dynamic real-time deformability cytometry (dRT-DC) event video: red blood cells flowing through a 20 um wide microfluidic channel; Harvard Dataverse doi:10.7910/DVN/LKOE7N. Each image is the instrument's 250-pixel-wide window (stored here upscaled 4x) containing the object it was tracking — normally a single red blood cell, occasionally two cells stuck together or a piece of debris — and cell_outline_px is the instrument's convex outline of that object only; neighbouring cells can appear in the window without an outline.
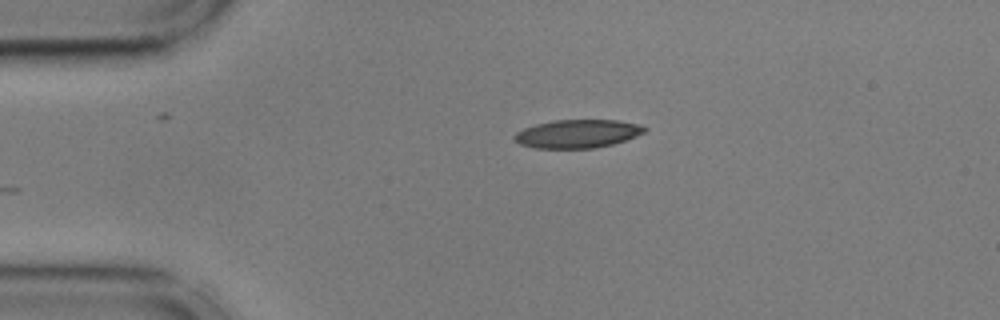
{"species": "common noctule bat (a hibernating species)", "species_latin": "Nyctalus noctula", "temperature_condition": "cold", "stored_images_in_passage": 44, "camera_frame_rate_fps": 3000, "um_per_image_px": 0.085, "animal": {"sex": "male", "body_mass_g": 17.9, "forearm_length_mm": 54.2}, "frame": {"image": 1, "passage_image": 1, "time_ms": 0.0, "image_size_px": [1000, 320], "cell_outline_px": [[648, 128], [644, 132], [624, 140], [612, 144], [596, 148], [532, 148], [520, 144], [512, 136], [516, 132], [524, 128], [536, 124], [552, 120], [616, 120], [640, 124]], "centroid_in_image_um": [49.06, 11.36], "position_along_channel_um": 35.9, "area_um2": 21.44}}
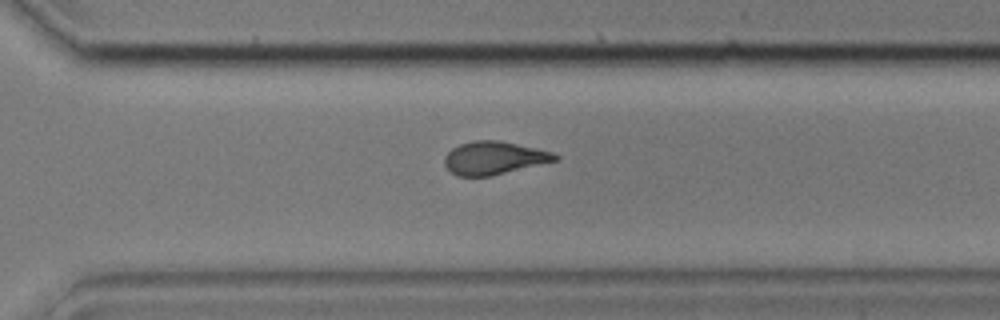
{"frame": {"image": 2, "passage_image": 28, "time_ms": 9.0, "image_size_px": [1000, 320], "cell_outline_px": [[560, 160], [492, 176], [456, 176], [444, 164], [444, 156], [452, 148], [460, 144], [472, 140], [496, 140], [536, 148], [552, 152], [560, 156]], "centroid_in_image_um": [42.01, 13.43], "position_along_channel_um": 328.6, "area_um2": 21.39}}
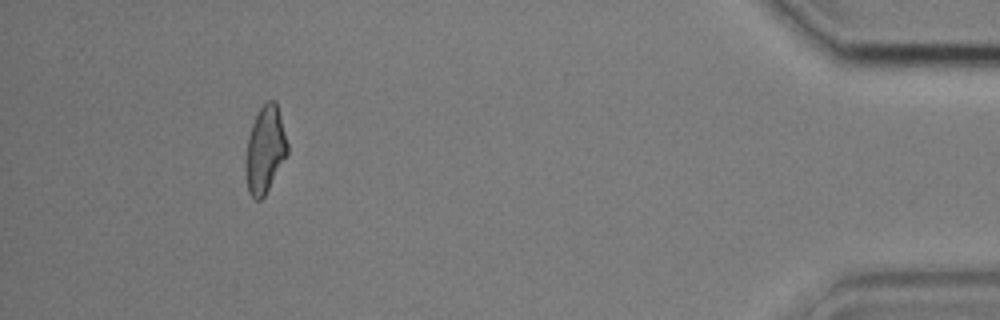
{"frame": {"image": 3, "passage_image": 40, "time_ms": 13.0, "image_size_px": [1000, 320], "cell_outline_px": [[288, 152], [264, 196], [260, 200], [256, 200], [248, 192], [244, 168], [244, 164], [248, 136], [252, 124], [260, 108], [268, 100], [276, 100], [288, 144]], "centroid_in_image_um": [22.51, 12.72], "position_along_channel_um": 412.7, "area_um2": 21.04}, "authors_computed_cell_mechanics": {"area_um2": 21.7906, "velocity_mm_per_s": 3.6246, "shape_relaxation_time_tau1_ms": 9.5431, "shape_relaxation_time_tau2_ms": 2.779, "deformation_change_tau1": 0.2436, "deformation_change_tau2": 0.1021}}